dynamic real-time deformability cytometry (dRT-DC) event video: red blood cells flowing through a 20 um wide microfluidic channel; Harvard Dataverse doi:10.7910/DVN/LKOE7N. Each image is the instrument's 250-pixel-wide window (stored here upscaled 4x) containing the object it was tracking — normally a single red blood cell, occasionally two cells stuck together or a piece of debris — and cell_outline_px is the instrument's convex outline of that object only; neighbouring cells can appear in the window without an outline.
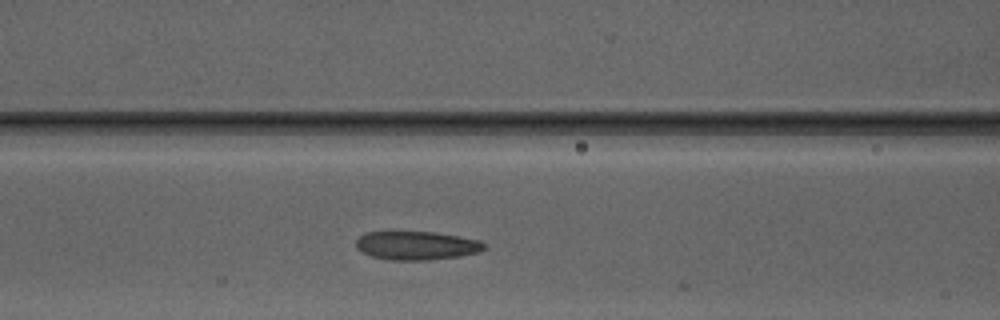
{"species": "Egyptian fruit bat (a non-hibernating species)", "species_latin": "Rousettus aegyptiacus", "temperature_condition": "warm", "stored_images_in_passage": 14, "camera_frame_rate_fps": 3000, "um_per_image_px": 0.085, "animal": {"sex": "male"}, "frame": {"image": 1, "passage_image": 10, "time_ms": 3.0, "image_size_px": [1000, 320], "cell_outline_px": [[484, 248], [480, 252], [460, 256], [428, 260], [388, 260], [372, 256], [360, 252], [356, 248], [356, 240], [364, 232], [432, 232], [480, 240], [484, 244]], "centroid_in_image_um": [35.36, 20.88], "position_along_channel_um": 131.2, "area_um2": 21.33}}
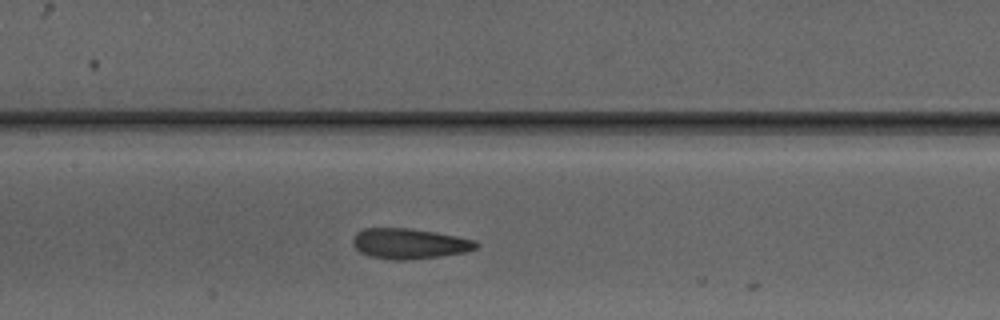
{"frame": {"image": 2, "passage_image": 13, "time_ms": 4.0, "image_size_px": [1000, 320], "cell_outline_px": [[480, 244], [476, 248], [464, 252], [440, 256], [404, 260], [392, 260], [368, 256], [360, 252], [352, 244], [352, 240], [356, 232], [364, 228], [408, 228], [436, 232], [476, 240]], "centroid_in_image_um": [34.77, 20.7], "position_along_channel_um": 172.6, "area_um2": 21.91}}